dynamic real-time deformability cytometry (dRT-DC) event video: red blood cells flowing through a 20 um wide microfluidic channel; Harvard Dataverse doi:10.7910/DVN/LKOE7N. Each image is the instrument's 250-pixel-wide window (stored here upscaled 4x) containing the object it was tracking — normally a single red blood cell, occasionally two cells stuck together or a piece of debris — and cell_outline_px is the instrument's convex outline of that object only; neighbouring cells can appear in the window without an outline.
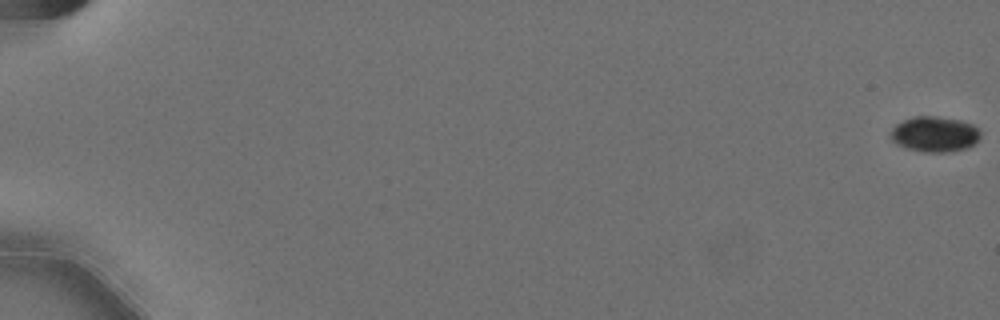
{"species": "Egyptian fruit bat (a non-hibernating species)", "species_latin": "Rousettus aegyptiacus", "temperature_condition": "cold", "stored_images_in_passage": 54, "camera_frame_rate_fps": 3000, "um_per_image_px": 0.085, "animal": {"sex": "female"}, "frame": {"image": 1, "passage_image": 1, "time_ms": 0.0, "image_size_px": [1000, 320], "cell_outline_px": [[980, 136], [968, 148], [948, 152], [924, 152], [908, 148], [896, 144], [892, 140], [892, 128], [896, 124], [904, 120], [916, 116], [936, 116], [960, 120], [972, 124], [980, 132]], "centroid_in_image_um": [79.44, 11.4], "position_along_channel_um": 5.6, "area_um2": 18.32}}
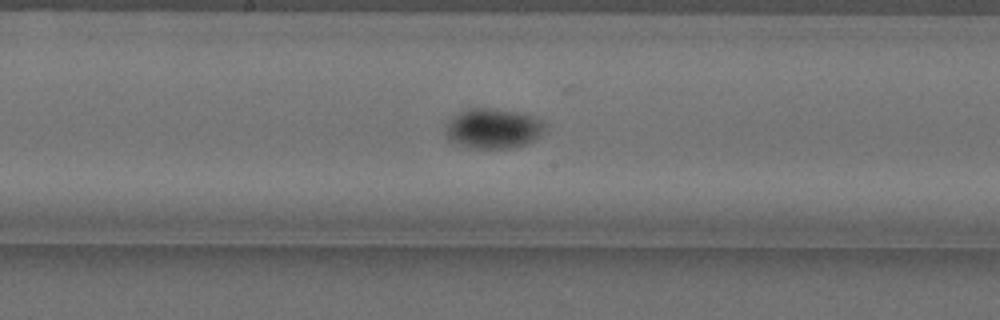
{"frame": {"image": 2, "passage_image": 34, "time_ms": 11.0, "image_size_px": [1000, 320], "cell_outline_px": [[544, 132], [536, 140], [528, 144], [508, 148], [472, 148], [456, 144], [448, 140], [444, 124], [448, 120], [460, 112], [468, 108], [496, 108], [524, 112], [540, 120], [544, 124]], "centroid_in_image_um": [41.91, 10.91], "position_along_channel_um": 206.3, "area_um2": 23.58}}
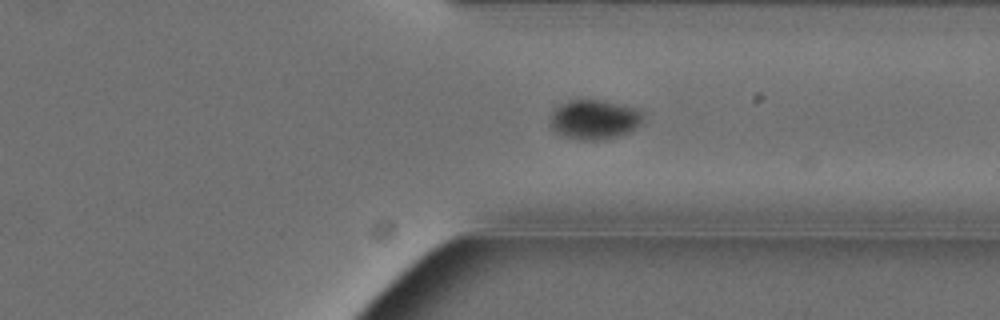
{"frame": {"image": 3, "passage_image": 47, "time_ms": 15.333, "image_size_px": [1000, 320], "cell_outline_px": [[644, 116], [640, 124], [628, 132], [616, 136], [600, 140], [580, 140], [556, 132], [552, 128], [552, 112], [560, 104], [568, 100], [600, 100], [620, 104], [644, 112]], "centroid_in_image_um": [50.53, 10.15], "position_along_channel_um": 360.9, "area_um2": 20.98}}